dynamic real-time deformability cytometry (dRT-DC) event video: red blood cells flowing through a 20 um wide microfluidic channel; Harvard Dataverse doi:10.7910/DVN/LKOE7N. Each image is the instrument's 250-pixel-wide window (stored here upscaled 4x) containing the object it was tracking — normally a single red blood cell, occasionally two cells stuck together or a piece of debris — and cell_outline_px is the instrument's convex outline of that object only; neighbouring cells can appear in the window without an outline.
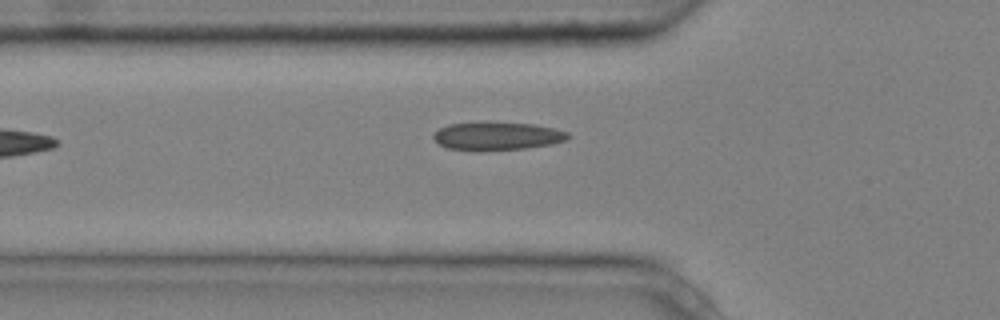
{"species": "common noctule bat (a hibernating species)", "species_latin": "Nyctalus noctula", "temperature_condition": "cold", "stored_images_in_passage": 6, "camera_frame_rate_fps": 3000, "um_per_image_px": 0.085, "animal": {"sex": "male", "body_mass_g": 20.4}, "frame": {"image": 1, "passage_image": 6, "time_ms": 1.667, "image_size_px": [1000, 320], "cell_outline_px": [[572, 136], [568, 140], [552, 144], [524, 148], [480, 152], [448, 148], [440, 144], [432, 136], [440, 128], [448, 124], [480, 120], [488, 120], [532, 124], [552, 128], [568, 132]], "centroid_in_image_um": [42.25, 11.54], "position_along_channel_um": 83.6, "area_um2": 22.89}}